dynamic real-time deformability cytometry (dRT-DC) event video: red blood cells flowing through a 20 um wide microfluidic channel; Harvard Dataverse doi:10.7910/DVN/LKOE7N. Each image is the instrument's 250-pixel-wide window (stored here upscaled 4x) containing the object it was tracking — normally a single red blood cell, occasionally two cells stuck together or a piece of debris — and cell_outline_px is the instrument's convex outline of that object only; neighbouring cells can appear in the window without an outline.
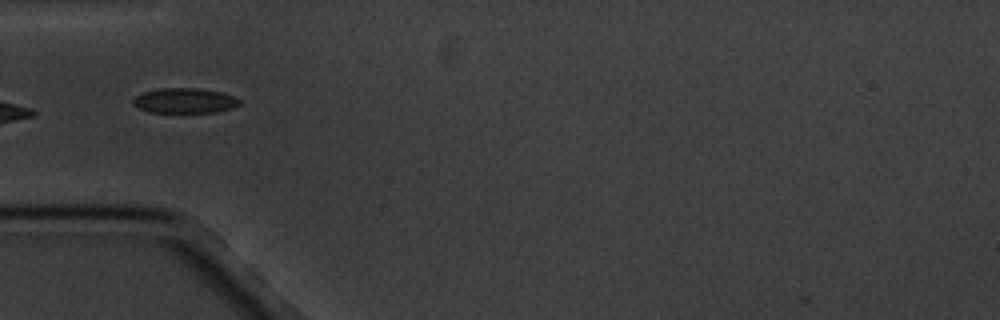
{"species": "common noctule bat (a hibernating species)", "species_latin": "Nyctalus noctula", "temperature_condition": "cold", "stored_images_in_passage": 6, "camera_frame_rate_fps": 3000, "um_per_image_px": 0.085, "animal": {"sex": "male", "body_mass_g": 20.1, "forearm_length_mm": 53.5}, "frame": {"image": 1, "passage_image": 5, "time_ms": 6.333, "image_size_px": [1000, 320], "cell_outline_px": [[240, 104], [232, 108], [216, 112], [148, 112], [136, 108], [132, 104], [132, 100], [136, 96], [144, 92], [160, 88], [196, 88], [220, 92], [232, 96], [240, 100]], "centroid_in_image_um": [15.65, 8.56], "position_along_channel_um": 69.4, "area_um2": 15.49}}
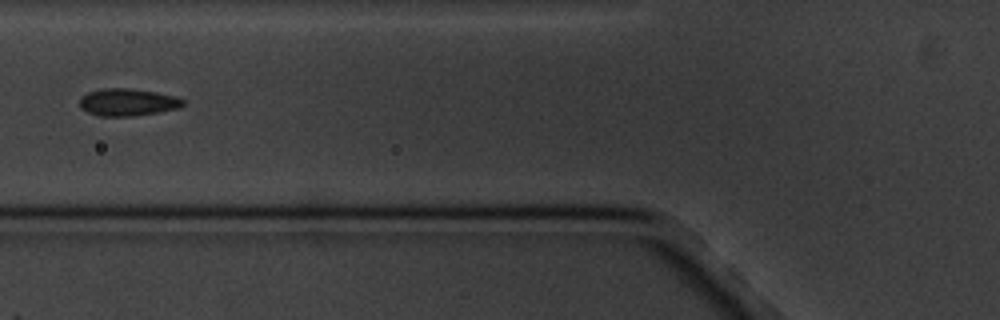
{"frame": {"image": 2, "passage_image": 6, "time_ms": 7.667, "image_size_px": [1000, 320], "cell_outline_px": [[184, 104], [180, 108], [132, 116], [100, 116], [88, 112], [80, 108], [80, 96], [88, 92], [104, 88], [128, 88], [156, 92], [176, 96], [184, 100]], "centroid_in_image_um": [10.84, 8.68], "position_along_channel_um": 115.0, "area_um2": 16.42}}